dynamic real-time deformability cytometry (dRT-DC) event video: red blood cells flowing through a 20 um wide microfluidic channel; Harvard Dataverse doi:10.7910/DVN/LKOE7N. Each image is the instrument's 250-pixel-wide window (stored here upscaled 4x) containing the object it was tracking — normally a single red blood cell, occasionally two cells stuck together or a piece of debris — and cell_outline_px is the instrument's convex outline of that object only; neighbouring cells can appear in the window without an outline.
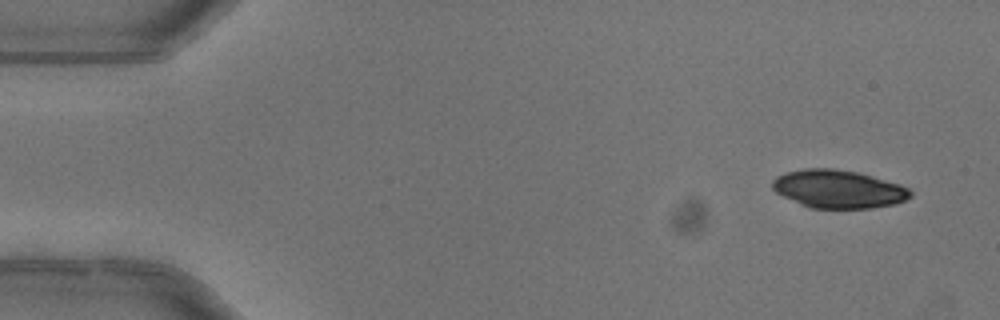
{"species": "common noctule bat (a hibernating species)", "species_latin": "Nyctalus noctula", "temperature_condition": "warm", "stored_images_in_passage": 4, "camera_frame_rate_fps": 3000, "um_per_image_px": 0.085, "animal": {"sex": "female"}, "frame": {"image": 1, "passage_image": 1, "time_ms": 0.0, "image_size_px": [1000, 320], "cell_outline_px": [[912, 196], [896, 204], [872, 208], [812, 208], [800, 204], [776, 192], [772, 188], [772, 180], [776, 176], [788, 172], [804, 168], [832, 168], [856, 172], [872, 176], [900, 184], [908, 188], [912, 192]], "centroid_in_image_um": [71.27, 16.07], "position_along_channel_um": 13.7, "area_um2": 30.58}}